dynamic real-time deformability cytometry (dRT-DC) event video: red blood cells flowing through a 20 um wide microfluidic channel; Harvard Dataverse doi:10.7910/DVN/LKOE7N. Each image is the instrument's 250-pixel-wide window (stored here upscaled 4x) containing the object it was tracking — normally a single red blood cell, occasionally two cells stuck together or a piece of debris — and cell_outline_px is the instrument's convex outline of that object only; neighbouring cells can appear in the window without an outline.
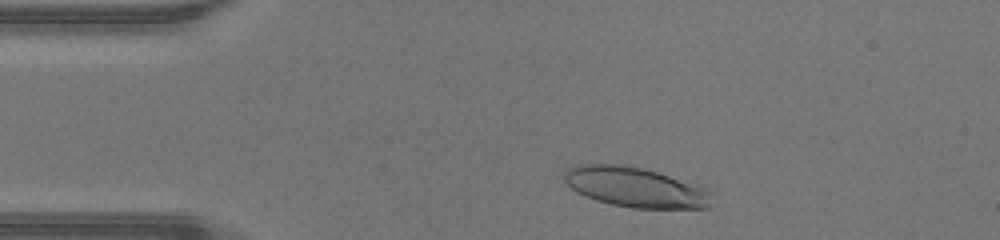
{"species": "human", "species_latin": "Homo sapiens", "temperature_condition": "warm", "stored_images_in_passage": 34, "camera_frame_rate_fps": 3000, "um_per_image_px": 0.085, "donor": {"sex": "male"}, "frame": {"image": 1, "passage_image": 4, "time_ms": 1.0, "image_size_px": [1000, 240], "cell_outline_px": [[708, 208], [632, 208], [612, 204], [596, 200], [576, 192], [564, 180], [564, 172], [568, 168], [576, 164], [624, 164], [656, 172], [704, 188], [708, 192]], "centroid_in_image_um": [53.9, 15.9], "position_along_channel_um": 31.1, "area_um2": 33.64}}
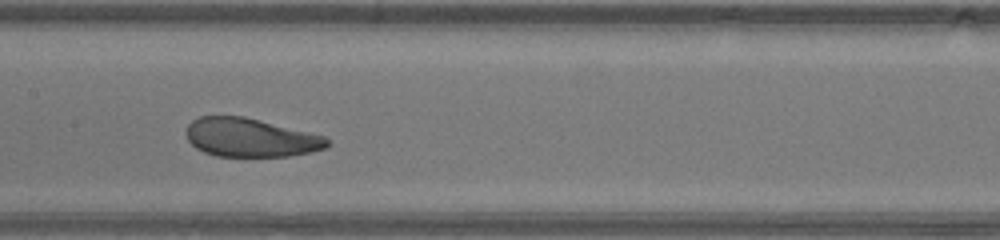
{"frame": {"image": 2, "passage_image": 18, "time_ms": 5.667, "image_size_px": [1000, 240], "cell_outline_px": [[332, 144], [324, 148], [312, 152], [288, 156], [216, 156], [204, 152], [196, 148], [188, 140], [184, 132], [188, 124], [192, 120], [200, 116], [244, 116], [324, 136]], "centroid_in_image_um": [21.26, 11.69], "position_along_channel_um": 186.1, "area_um2": 31.73}}
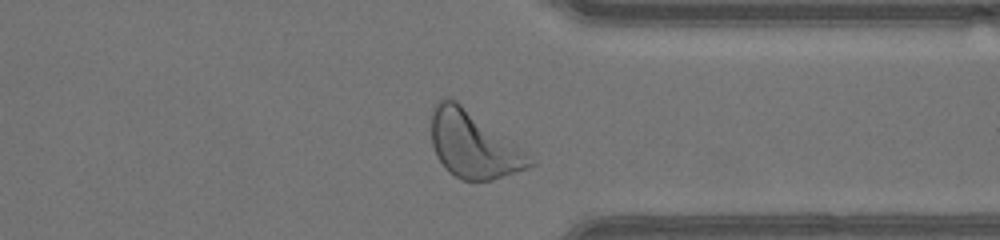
{"frame": {"image": 3, "passage_image": 31, "time_ms": 10.0, "image_size_px": [1000, 240], "cell_outline_px": [[536, 164], [492, 180], [464, 180], [448, 172], [444, 168], [436, 156], [432, 144], [432, 108], [436, 100], [444, 96], [448, 96], [456, 100], [528, 156]], "centroid_in_image_um": [40.12, 12.28], "position_along_channel_um": 371.3, "area_um2": 37.11}, "authors_computed_cell_mechanics": {"area_um2": 33.2639, "velocity_mm_per_s": 4.361, "shape_relaxation_time_tau1_ms": 2.452, "shape_relaxation_time_tau2_ms": 2.3958, "deformation_change_tau1": 0.1255, "deformation_change_tau2": 0.1187}}